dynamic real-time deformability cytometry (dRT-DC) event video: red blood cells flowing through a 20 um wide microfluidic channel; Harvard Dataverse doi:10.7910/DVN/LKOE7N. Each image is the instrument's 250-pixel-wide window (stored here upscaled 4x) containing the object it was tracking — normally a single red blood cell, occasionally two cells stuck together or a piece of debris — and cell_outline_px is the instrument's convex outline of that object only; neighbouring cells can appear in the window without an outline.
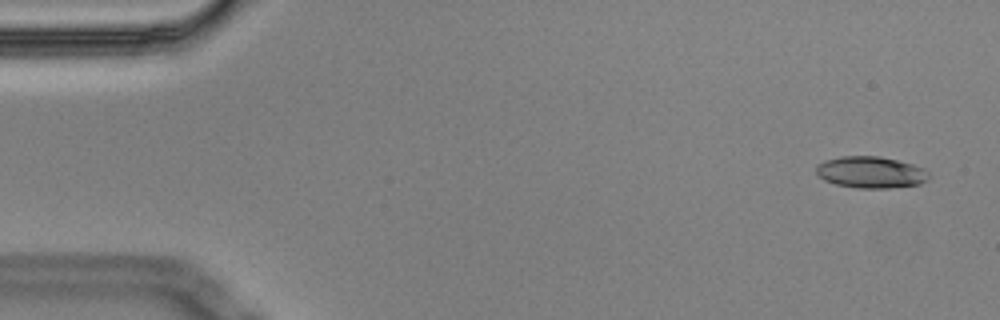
{"species": "Egyptian fruit bat (a non-hibernating species)", "species_latin": "Rousettus aegyptiacus", "temperature_condition": "cold", "stored_images_in_passage": 5, "camera_frame_rate_fps": 3000, "um_per_image_px": 0.085, "animal": {"sex": "male"}, "frame": {"image": 1, "passage_image": 1, "time_ms": 0.0, "image_size_px": [1000, 320], "cell_outline_px": [[928, 180], [920, 184], [888, 188], [856, 188], [836, 184], [824, 180], [816, 172], [816, 164], [824, 160], [840, 156], [880, 156], [912, 164], [924, 168], [928, 172]], "centroid_in_image_um": [74.0, 14.64], "position_along_channel_um": 11.0, "area_um2": 20.81}}
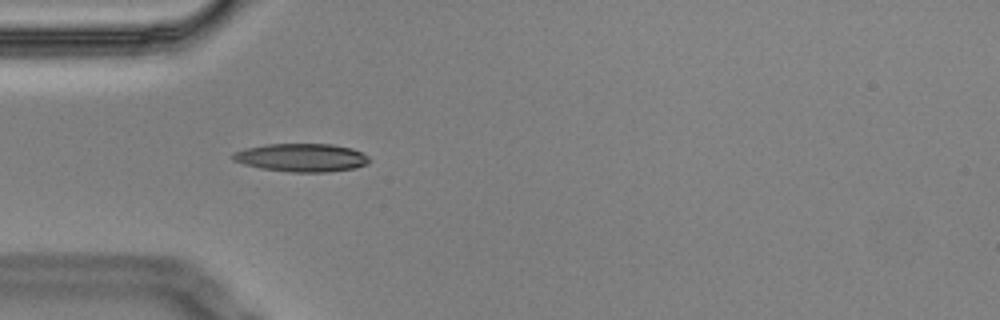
{"frame": {"image": 2, "passage_image": 5, "time_ms": 1.333, "image_size_px": [1000, 320], "cell_outline_px": [[372, 160], [368, 164], [356, 168], [324, 172], [292, 172], [260, 168], [244, 164], [232, 160], [232, 152], [244, 148], [268, 144], [332, 144], [352, 148], [368, 156]], "centroid_in_image_um": [25.63, 13.39], "position_along_channel_um": 59.4, "area_um2": 22.54}}